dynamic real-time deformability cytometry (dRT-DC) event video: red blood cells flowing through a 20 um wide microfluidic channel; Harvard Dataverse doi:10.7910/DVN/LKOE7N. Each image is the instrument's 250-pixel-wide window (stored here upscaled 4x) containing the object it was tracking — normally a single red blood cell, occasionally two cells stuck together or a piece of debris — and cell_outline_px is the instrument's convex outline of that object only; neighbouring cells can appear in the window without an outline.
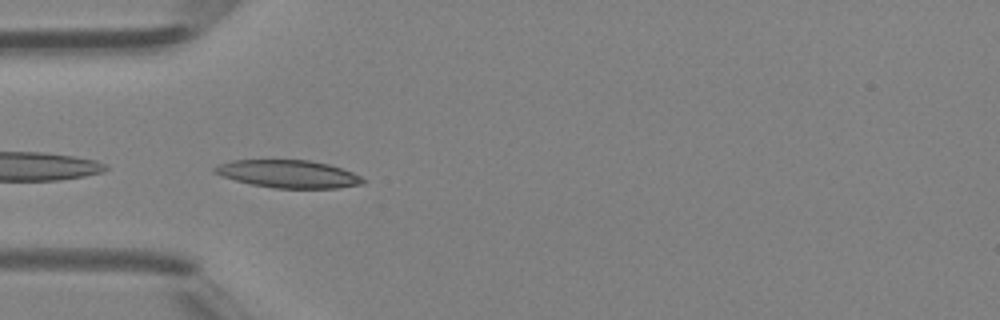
{"species": "Egyptian fruit bat (a non-hibernating species)", "species_latin": "Rousettus aegyptiacus", "temperature_condition": "room temperature", "stored_images_in_passage": 33, "camera_frame_rate_fps": 3000, "um_per_image_px": 0.085, "animal": {"sex": "female"}, "frame": {"image": 1, "passage_image": 1, "time_ms": 0.0, "image_size_px": [1000, 320], "cell_outline_px": [[368, 180], [364, 184], [336, 188], [272, 188], [252, 184], [236, 180], [212, 172], [212, 168], [220, 164], [232, 160], [308, 160], [328, 164], [352, 172]], "centroid_in_image_um": [24.53, 14.79], "position_along_channel_um": 60.5, "area_um2": 23.87}}
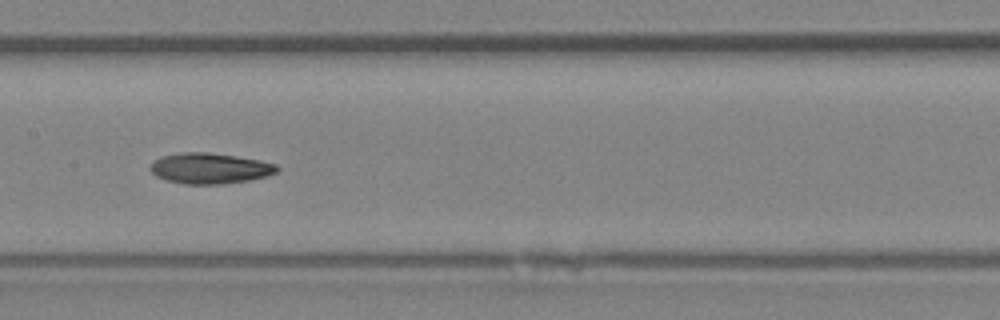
{"frame": {"image": 2, "passage_image": 10, "time_ms": 3.0, "image_size_px": [1000, 320], "cell_outline_px": [[280, 168], [276, 172], [268, 176], [248, 180], [220, 184], [184, 184], [168, 180], [156, 176], [148, 168], [160, 156], [180, 152], [208, 152], [236, 156], [260, 160], [276, 164]], "centroid_in_image_um": [17.84, 14.3], "position_along_channel_um": 189.6, "area_um2": 22.66}}
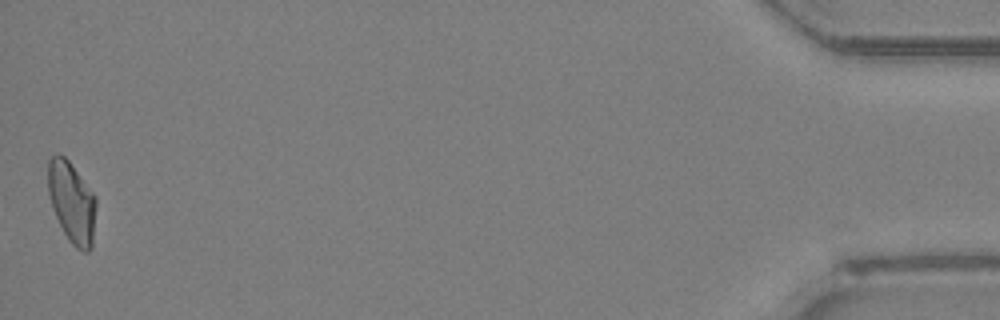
{"frame": {"image": 3, "passage_image": 33, "time_ms": 10.667, "image_size_px": [1000, 320], "cell_outline_px": [[96, 204], [92, 248], [88, 252], [84, 252], [76, 248], [68, 240], [56, 216], [48, 192], [48, 160], [56, 152], [64, 156], [68, 160], [96, 196]], "centroid_in_image_um": [6.11, 17.19], "position_along_channel_um": 429.1, "area_um2": 22.66}, "authors_computed_cell_mechanics": {"area_um2": 22.3686, "velocity_mm_per_s": 4.3816, "shape_relaxation_time_tau1_ms": 7.4458, "shape_relaxation_time_tau2_ms": 5.4698, "deformation_change_tau1": 0.1973, "deformation_change_tau2": 0.1176}}